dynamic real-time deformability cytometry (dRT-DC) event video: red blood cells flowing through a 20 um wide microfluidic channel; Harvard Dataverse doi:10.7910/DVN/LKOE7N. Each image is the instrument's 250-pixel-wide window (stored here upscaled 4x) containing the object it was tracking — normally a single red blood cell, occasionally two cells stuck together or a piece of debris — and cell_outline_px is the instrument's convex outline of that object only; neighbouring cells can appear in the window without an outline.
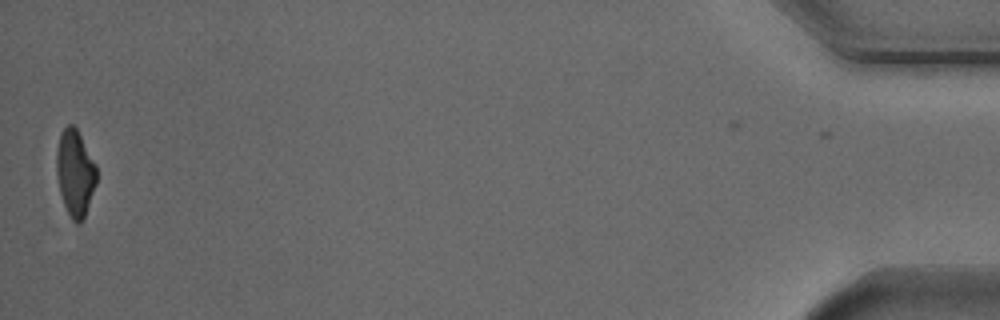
{"species": "Egyptian fruit bat (a non-hibernating species)", "species_latin": "Rousettus aegyptiacus", "temperature_condition": "cold", "stored_images_in_passage": 13, "camera_frame_rate_fps": 3000, "um_per_image_px": 0.085, "animal": {"sex": "male"}, "frame": {"image": 1, "passage_image": 13, "time_ms": 4.0, "image_size_px": [1000, 320], "cell_outline_px": [[96, 184], [84, 216], [80, 224], [76, 224], [72, 220], [64, 204], [60, 192], [56, 172], [56, 152], [60, 132], [68, 124], [72, 124], [76, 128], [96, 164]], "centroid_in_image_um": [6.37, 14.68], "position_along_channel_um": 428.8, "area_um2": 20.0}}